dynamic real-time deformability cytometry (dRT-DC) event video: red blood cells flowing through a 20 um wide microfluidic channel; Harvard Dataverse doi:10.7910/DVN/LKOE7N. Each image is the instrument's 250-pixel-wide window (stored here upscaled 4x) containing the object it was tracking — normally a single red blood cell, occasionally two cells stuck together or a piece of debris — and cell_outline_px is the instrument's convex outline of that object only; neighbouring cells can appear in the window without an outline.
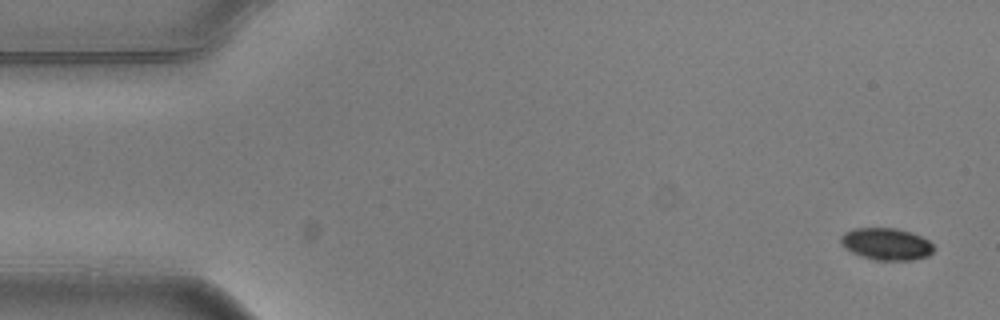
{"species": "common noctule bat (a hibernating species)", "species_latin": "Nyctalus noctula", "temperature_condition": "warm", "stored_images_in_passage": 5, "camera_frame_rate_fps": 3000, "um_per_image_px": 0.085, "animal": {"sex": "male", "body_mass_g": 20.5, "forearm_length_mm": 52.5}, "frame": {"image": 1, "passage_image": 1, "time_ms": 0.0, "image_size_px": [1000, 320], "cell_outline_px": [[932, 252], [928, 256], [912, 260], [876, 260], [852, 252], [844, 248], [840, 240], [840, 236], [844, 232], [852, 228], [896, 228], [920, 236], [928, 240], [932, 244]], "centroid_in_image_um": [75.3, 20.73], "position_along_channel_um": 9.7, "area_um2": 17.17}}
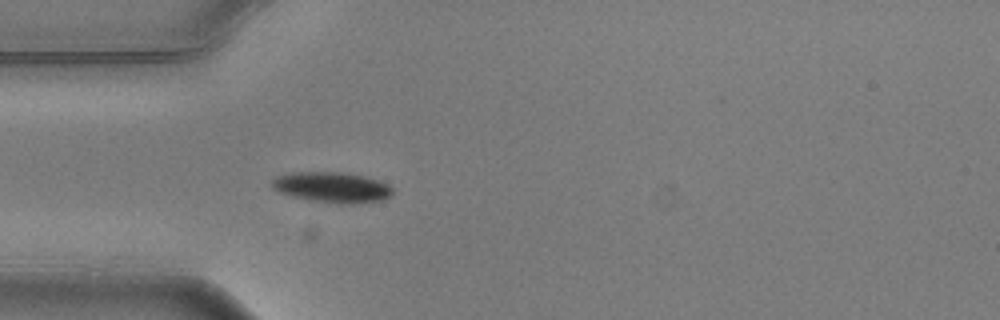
{"frame": {"image": 2, "passage_image": 5, "time_ms": 1.333, "image_size_px": [1000, 320], "cell_outline_px": [[392, 196], [384, 200], [352, 204], [344, 204], [308, 200], [292, 196], [280, 192], [272, 188], [272, 180], [276, 176], [288, 172], [340, 172], [364, 176], [380, 180], [388, 184], [392, 188]], "centroid_in_image_um": [28.24, 15.92], "position_along_channel_um": 56.8, "area_um2": 21.68}}